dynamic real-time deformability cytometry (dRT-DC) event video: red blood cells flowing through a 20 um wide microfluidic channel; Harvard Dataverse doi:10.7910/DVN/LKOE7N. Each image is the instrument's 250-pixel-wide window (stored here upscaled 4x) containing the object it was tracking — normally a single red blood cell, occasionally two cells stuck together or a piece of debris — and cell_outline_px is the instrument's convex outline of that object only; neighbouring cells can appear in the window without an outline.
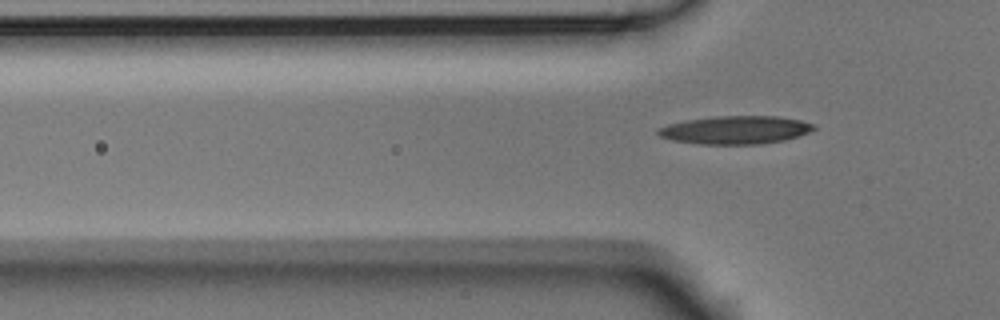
{"species": "Egyptian fruit bat (a non-hibernating species)", "species_latin": "Rousettus aegyptiacus", "temperature_condition": "room temperature", "stored_images_in_passage": 4, "camera_frame_rate_fps": 3000, "um_per_image_px": 0.085, "animal": {"sex": "male"}, "frame": {"image": 1, "passage_image": 4, "time_ms": 1.0, "image_size_px": [1000, 320], "cell_outline_px": [[816, 128], [808, 132], [784, 140], [760, 144], [700, 144], [672, 140], [660, 136], [656, 132], [656, 128], [668, 124], [684, 120], [716, 116], [776, 116], [800, 120], [816, 124]], "centroid_in_image_um": [62.48, 11.04], "position_along_channel_um": 63.3, "area_um2": 25.55}}